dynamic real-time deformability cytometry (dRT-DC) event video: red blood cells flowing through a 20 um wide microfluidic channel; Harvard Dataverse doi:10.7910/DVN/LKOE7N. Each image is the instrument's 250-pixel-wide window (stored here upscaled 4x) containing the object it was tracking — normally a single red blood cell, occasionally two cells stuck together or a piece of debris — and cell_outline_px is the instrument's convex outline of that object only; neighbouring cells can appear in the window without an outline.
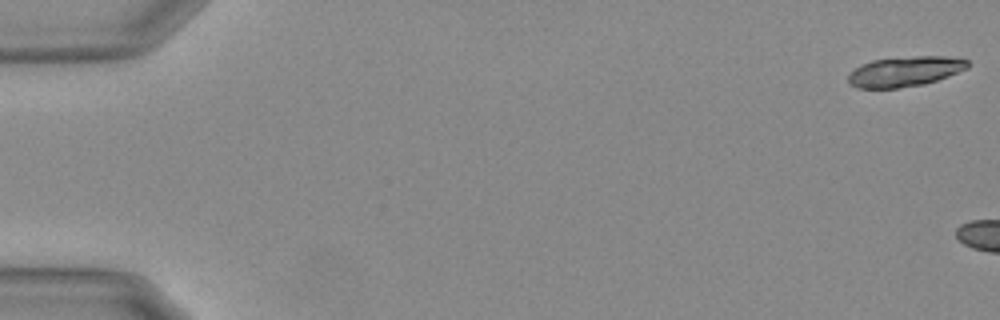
{"species": "Egyptian fruit bat (a non-hibernating species)", "species_latin": "Rousettus aegyptiacus", "temperature_condition": "warm", "stored_images_in_passage": 5, "camera_frame_rate_fps": 3000, "um_per_image_px": 0.085, "animal": {"sex": "female"}, "frame": {"image": 1, "passage_image": 1, "time_ms": 0.0, "image_size_px": [1000, 320], "cell_outline_px": [[968, 68], [948, 76], [924, 84], [896, 88], [856, 88], [848, 84], [848, 72], [860, 64], [872, 60], [916, 56], [948, 56], [968, 60]], "centroid_in_image_um": [76.86, 6.07], "position_along_channel_um": 8.1, "area_um2": 21.04}}